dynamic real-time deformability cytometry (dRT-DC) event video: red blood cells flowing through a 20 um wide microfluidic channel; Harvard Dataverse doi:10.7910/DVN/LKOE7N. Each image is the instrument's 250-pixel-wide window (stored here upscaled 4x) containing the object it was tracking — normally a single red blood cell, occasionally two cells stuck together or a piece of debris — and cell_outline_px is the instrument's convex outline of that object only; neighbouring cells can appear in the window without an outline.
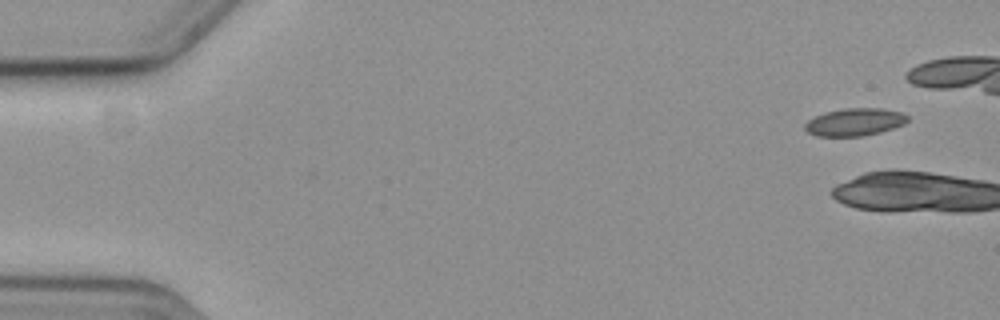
{"species": "common noctule bat (a hibernating species)", "species_latin": "Nyctalus noctula", "temperature_condition": "cold", "stored_images_in_passage": 4, "camera_frame_rate_fps": 3000, "um_per_image_px": 0.085, "animal": {"sex": "female", "body_mass_g": 19.3, "forearm_length_mm": 54.1}, "frame": {"image": 1, "passage_image": 1, "time_ms": 0.0, "image_size_px": [1000, 320], "cell_outline_px": [[908, 120], [904, 124], [880, 132], [864, 136], [816, 136], [808, 132], [804, 128], [804, 124], [808, 120], [824, 112], [844, 108], [880, 108], [900, 112], [908, 116]], "centroid_in_image_um": [72.63, 10.37], "position_along_channel_um": 12.4, "area_um2": 16.47}}